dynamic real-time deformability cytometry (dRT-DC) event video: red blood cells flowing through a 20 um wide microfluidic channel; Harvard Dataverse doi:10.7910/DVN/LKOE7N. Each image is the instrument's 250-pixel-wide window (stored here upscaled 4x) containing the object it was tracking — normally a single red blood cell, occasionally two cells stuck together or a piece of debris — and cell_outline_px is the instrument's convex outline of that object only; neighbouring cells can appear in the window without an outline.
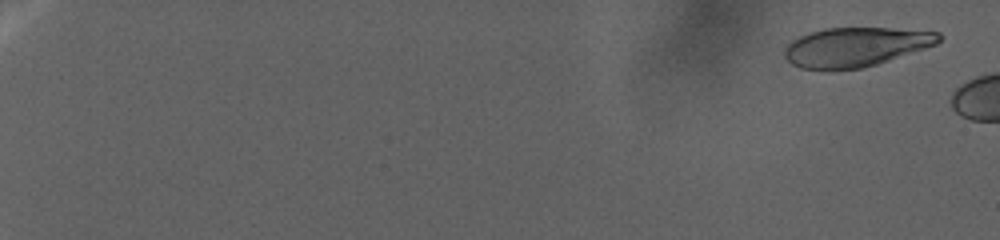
{"species": "human", "species_latin": "Homo sapiens", "temperature_condition": "warm", "stored_images_in_passage": 18, "camera_frame_rate_fps": 3000, "um_per_image_px": 0.085, "donor": {"sex": "female"}, "frame": {"image": 1, "passage_image": 3, "time_ms": 2.0, "image_size_px": [1000, 240], "cell_outline_px": [[944, 36], [936, 44], [864, 68], [832, 72], [828, 72], [800, 68], [792, 64], [784, 56], [784, 48], [792, 40], [800, 36], [824, 28], [888, 28], [940, 32]], "centroid_in_image_um": [72.68, 4.02], "position_along_channel_um": 12.3, "area_um2": 35.66}}